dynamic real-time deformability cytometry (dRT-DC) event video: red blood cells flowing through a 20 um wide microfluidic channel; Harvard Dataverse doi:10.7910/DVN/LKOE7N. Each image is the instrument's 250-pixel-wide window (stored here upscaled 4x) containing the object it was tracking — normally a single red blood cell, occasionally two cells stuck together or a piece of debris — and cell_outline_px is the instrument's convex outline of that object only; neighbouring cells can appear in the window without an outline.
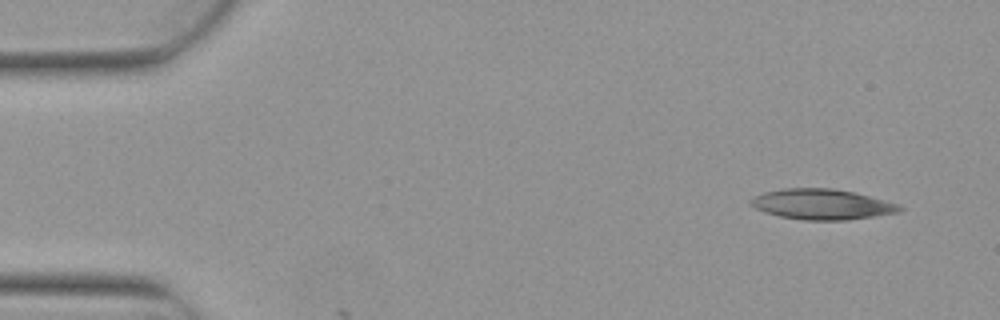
{"species": "Egyptian fruit bat (a non-hibernating species)", "species_latin": "Rousettus aegyptiacus", "temperature_condition": "warm", "stored_images_in_passage": 4, "camera_frame_rate_fps": 3000, "um_per_image_px": 0.085, "animal": {"sex": "female"}, "frame": {"image": 1, "passage_image": 1, "time_ms": 0.0, "image_size_px": [1000, 320], "cell_outline_px": [[904, 208], [900, 212], [848, 220], [804, 220], [780, 216], [764, 212], [748, 204], [748, 200], [764, 192], [780, 188], [832, 188], [852, 192], [900, 204]], "centroid_in_image_um": [69.84, 17.36], "position_along_channel_um": 15.2, "area_um2": 26.41}}
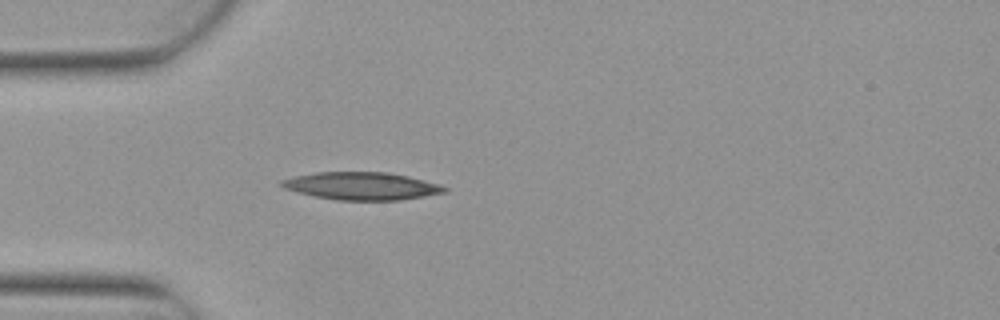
{"frame": {"image": 2, "passage_image": 4, "time_ms": 1.0, "image_size_px": [1000, 320], "cell_outline_px": [[448, 192], [400, 200], [336, 200], [296, 192], [284, 188], [280, 184], [280, 180], [296, 176], [316, 172], [388, 172], [408, 176], [440, 184], [448, 188]], "centroid_in_image_um": [30.77, 15.81], "position_along_channel_um": 54.2, "area_um2": 26.24}}